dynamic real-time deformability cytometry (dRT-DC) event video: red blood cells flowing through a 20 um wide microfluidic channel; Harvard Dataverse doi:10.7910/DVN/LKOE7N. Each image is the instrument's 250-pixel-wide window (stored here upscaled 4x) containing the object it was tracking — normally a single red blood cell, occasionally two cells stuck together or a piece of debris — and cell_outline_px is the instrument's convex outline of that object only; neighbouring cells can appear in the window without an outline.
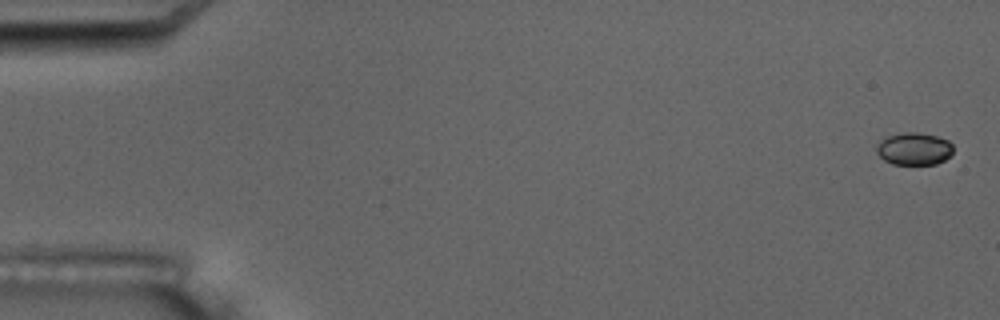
{"species": "common noctule bat (a hibernating species)", "species_latin": "Nyctalus noctula", "temperature_condition": "room temperature", "stored_images_in_passage": 7, "camera_frame_rate_fps": 3000, "um_per_image_px": 0.085, "animal": {"sex": "male", "body_mass_g": 17.5, "forearm_length_mm": 52.3}, "frame": {"image": 1, "passage_image": 1, "time_ms": 0.0, "image_size_px": [1000, 320], "cell_outline_px": [[952, 156], [936, 164], [892, 164], [884, 160], [876, 152], [876, 144], [884, 136], [904, 132], [916, 132], [936, 136], [948, 140], [952, 144]], "centroid_in_image_um": [77.67, 12.64], "position_along_channel_um": 7.3, "area_um2": 14.68}}